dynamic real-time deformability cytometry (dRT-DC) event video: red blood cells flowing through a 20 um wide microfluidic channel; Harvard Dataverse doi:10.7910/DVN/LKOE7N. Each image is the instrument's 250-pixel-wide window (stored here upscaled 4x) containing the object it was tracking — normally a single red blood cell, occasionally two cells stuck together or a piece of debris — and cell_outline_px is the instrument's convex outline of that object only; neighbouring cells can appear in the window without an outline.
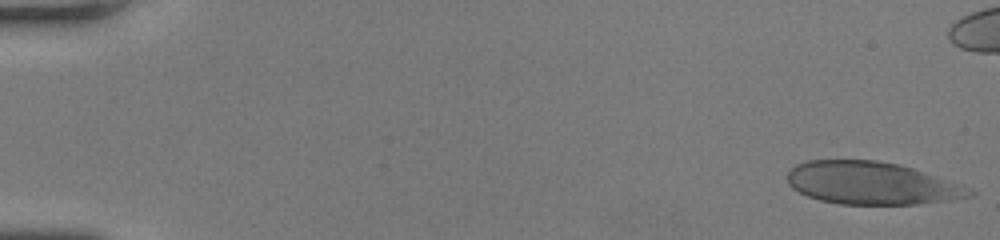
{"species": "human", "species_latin": "Homo sapiens", "temperature_condition": "room temperature", "stored_images_in_passage": 46, "camera_frame_rate_fps": 3000, "um_per_image_px": 0.085, "donor": {"sex": "female"}, "frame": {"image": 1, "passage_image": 1, "time_ms": 0.0, "image_size_px": [1000, 240], "cell_outline_px": [[976, 192], [972, 196], [952, 200], [916, 204], [840, 204], [820, 200], [808, 196], [792, 188], [788, 184], [788, 172], [796, 164], [808, 160], [876, 160], [896, 164], [912, 168], [972, 188]], "centroid_in_image_um": [74.09, 15.57], "position_along_channel_um": 10.9, "area_um2": 45.08}}
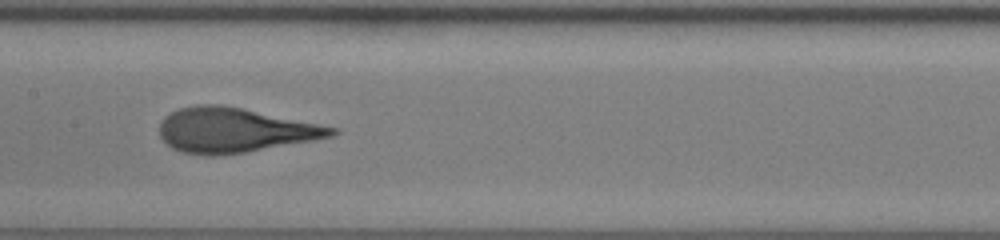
{"frame": {"image": 2, "passage_image": 26, "time_ms": 8.333, "image_size_px": [1000, 240], "cell_outline_px": [[340, 132], [332, 136], [312, 140], [244, 152], [216, 156], [212, 156], [180, 152], [172, 148], [160, 136], [160, 120], [164, 116], [180, 108], [196, 104], [220, 104], [340, 128]], "centroid_in_image_um": [19.91, 11.06], "position_along_channel_um": 187.5, "area_um2": 44.45}}
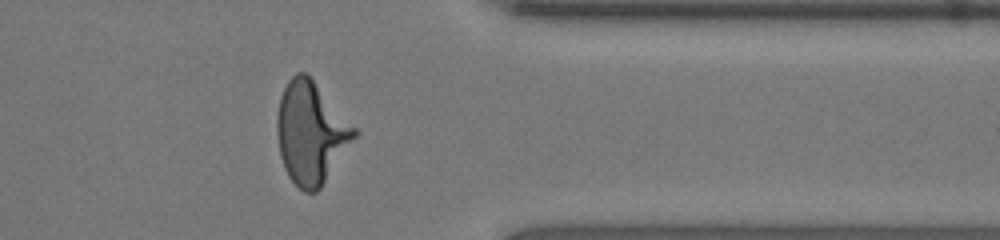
{"frame": {"image": 3, "passage_image": 41, "time_ms": 13.333, "image_size_px": [1000, 240], "cell_outline_px": [[360, 132], [320, 188], [316, 192], [304, 192], [288, 176], [284, 168], [280, 156], [276, 132], [276, 116], [280, 96], [288, 80], [296, 72], [308, 72]], "centroid_in_image_um": [26.43, 11.24], "position_along_channel_um": 385.0, "area_um2": 46.36}}